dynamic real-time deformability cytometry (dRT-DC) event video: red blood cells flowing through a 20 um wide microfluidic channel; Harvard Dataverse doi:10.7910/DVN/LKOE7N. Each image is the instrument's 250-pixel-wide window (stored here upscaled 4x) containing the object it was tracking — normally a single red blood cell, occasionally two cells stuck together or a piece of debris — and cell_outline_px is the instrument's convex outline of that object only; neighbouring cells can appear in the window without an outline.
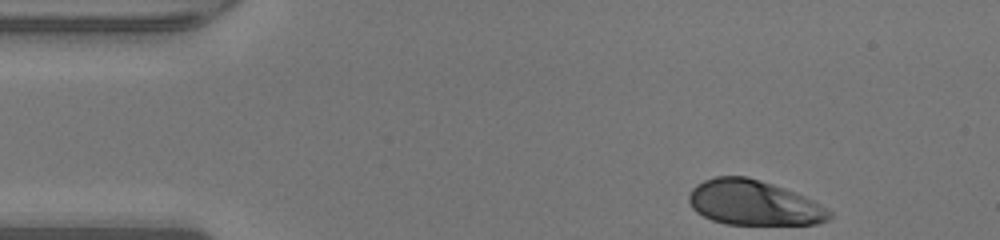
{"species": "human", "species_latin": "Homo sapiens", "temperature_condition": "warm", "stored_images_in_passage": 34, "camera_frame_rate_fps": 3000, "um_per_image_px": 0.085, "donor": {"sex": "male"}, "frame": {"image": 1, "passage_image": 1, "time_ms": 0.0, "image_size_px": [1000, 240], "cell_outline_px": [[832, 216], [828, 220], [816, 224], [724, 224], [712, 220], [696, 212], [692, 208], [688, 200], [688, 196], [692, 188], [696, 184], [704, 180], [716, 176], [748, 176], [796, 192], [812, 200], [832, 212]], "centroid_in_image_um": [64.04, 17.23], "position_along_channel_um": 21.0, "area_um2": 36.82}}
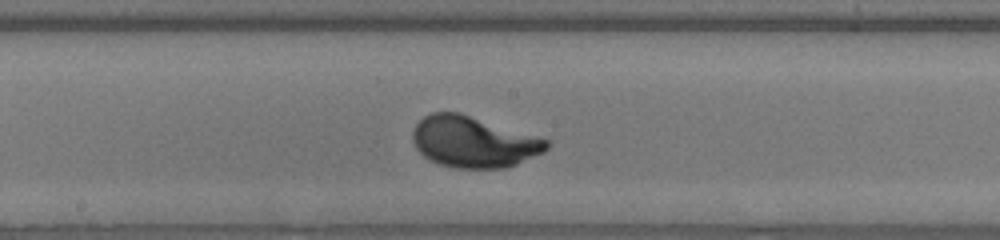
{"frame": {"image": 2, "passage_image": 20, "time_ms": 6.333, "image_size_px": [1000, 240], "cell_outline_px": [[552, 144], [544, 152], [516, 164], [504, 168], [456, 168], [440, 164], [424, 156], [416, 148], [412, 140], [412, 132], [416, 124], [424, 116], [432, 112], [460, 112], [548, 140]], "centroid_in_image_um": [40.24, 12.06], "position_along_channel_um": 208.0, "area_um2": 39.71}}
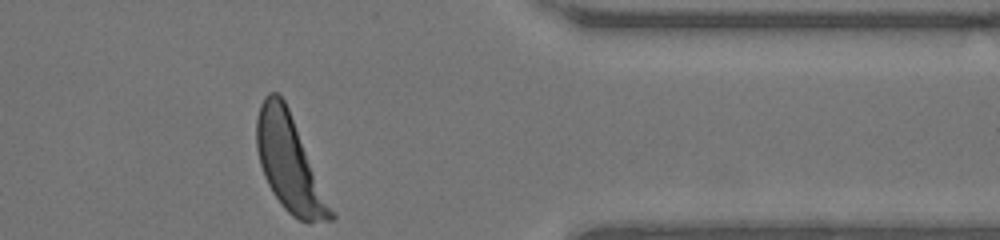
{"frame": {"image": 3, "passage_image": 34, "time_ms": 11.0, "image_size_px": [1000, 240], "cell_outline_px": [[336, 216], [332, 220], [300, 220], [292, 216], [280, 204], [272, 192], [264, 176], [260, 164], [256, 148], [256, 116], [260, 104], [264, 96], [268, 92], [276, 92], [284, 100], [288, 108]], "centroid_in_image_um": [24.55, 13.84], "position_along_channel_um": 386.8, "area_um2": 40.63}, "authors_computed_cell_mechanics": {"area_um2": 38.7549, "velocity_mm_per_s": 4.2744, "shape_relaxation_time_tau1_ms": 1.9482, "shape_relaxation_time_tau2_ms": null, "deformation_change_tau1": 0.1717, "deformation_change_tau2": null}}